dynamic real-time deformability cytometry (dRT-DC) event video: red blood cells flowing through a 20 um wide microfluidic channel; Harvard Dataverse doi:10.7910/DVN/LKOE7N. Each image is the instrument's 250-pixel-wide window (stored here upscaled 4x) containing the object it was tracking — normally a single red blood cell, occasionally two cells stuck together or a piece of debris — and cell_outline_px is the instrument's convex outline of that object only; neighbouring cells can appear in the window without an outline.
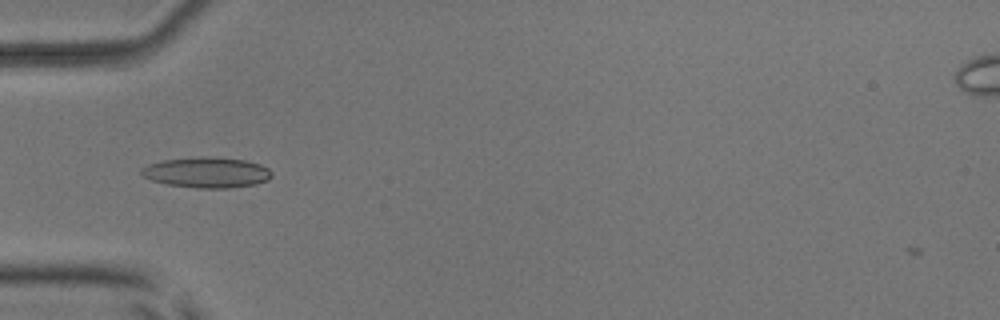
{"species": "common noctule bat (a hibernating species)", "species_latin": "Nyctalus noctula", "temperature_condition": "room temperature", "stored_images_in_passage": 17, "camera_frame_rate_fps": 3000, "um_per_image_px": 0.085, "animal": {"sex": "male", "body_mass_g": 17.9, "forearm_length_mm": 54.2}, "frame": {"image": 1, "passage_image": 1, "time_ms": 0.0, "image_size_px": [1000, 320], "cell_outline_px": [[272, 176], [268, 180], [256, 184], [228, 188], [196, 188], [168, 184], [152, 180], [144, 176], [140, 172], [140, 168], [148, 164], [164, 160], [200, 156], [212, 156], [244, 160], [260, 164], [268, 168], [272, 172]], "centroid_in_image_um": [17.59, 14.65], "position_along_channel_um": 67.4, "area_um2": 23.29}}
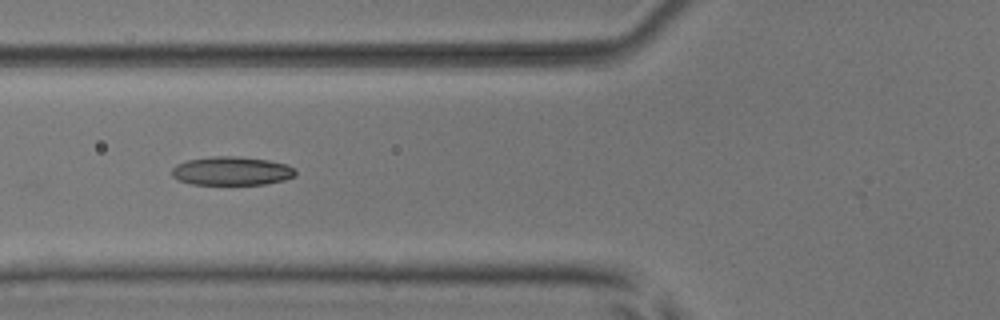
{"frame": {"image": 2, "passage_image": 4, "time_ms": 1.0, "image_size_px": [1000, 320], "cell_outline_px": [[296, 176], [284, 180], [264, 184], [192, 184], [180, 180], [172, 176], [172, 168], [176, 164], [188, 160], [212, 156], [236, 156], [268, 160], [288, 164], [296, 168]], "centroid_in_image_um": [19.73, 14.52], "position_along_channel_um": 106.1, "area_um2": 20.69}}
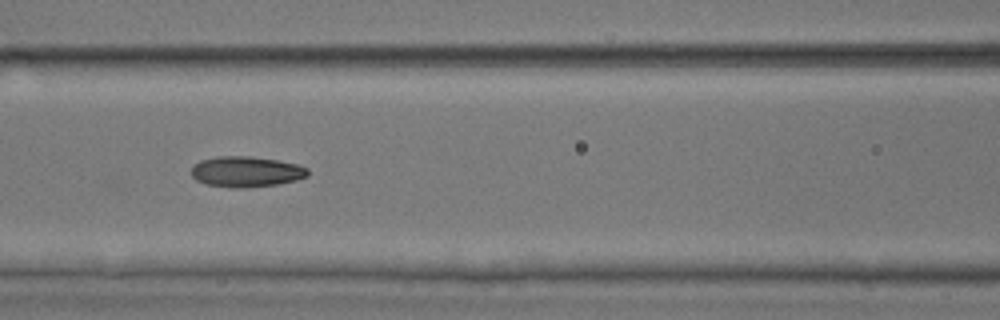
{"frame": {"image": 3, "passage_image": 7, "time_ms": 2.0, "image_size_px": [1000, 320], "cell_outline_px": [[308, 176], [296, 180], [276, 184], [244, 188], [232, 188], [204, 184], [196, 180], [192, 176], [192, 164], [200, 160], [216, 156], [252, 156], [276, 160], [296, 164], [308, 168]], "centroid_in_image_um": [20.88, 14.59], "position_along_channel_um": 145.7, "area_um2": 20.92}}